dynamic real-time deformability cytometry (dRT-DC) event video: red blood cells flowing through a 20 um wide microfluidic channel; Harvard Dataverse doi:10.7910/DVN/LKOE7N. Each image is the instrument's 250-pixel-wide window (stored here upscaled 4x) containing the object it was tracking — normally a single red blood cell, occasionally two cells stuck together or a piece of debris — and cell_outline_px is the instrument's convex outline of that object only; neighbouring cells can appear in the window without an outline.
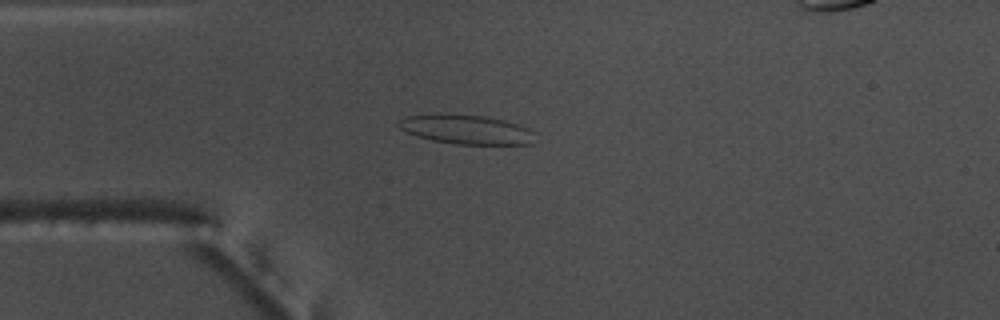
{"species": "common noctule bat (a hibernating species)", "species_latin": "Nyctalus noctula", "temperature_condition": "warm", "stored_images_in_passage": 51, "camera_frame_rate_fps": 3000, "um_per_image_px": 0.085, "animal": {"sex": "male", "body_mass_g": 17.5, "forearm_length_mm": 52.3}, "frame": {"image": 1, "passage_image": 10, "time_ms": 3.0, "image_size_px": [1000, 320], "cell_outline_px": [[532, 132], [528, 144], [452, 144], [432, 140], [416, 136], [400, 128], [400, 120], [408, 116], [484, 116], [504, 120], [528, 128]], "centroid_in_image_um": [39.64, 11.04], "position_along_channel_um": 45.4, "area_um2": 21.96}}
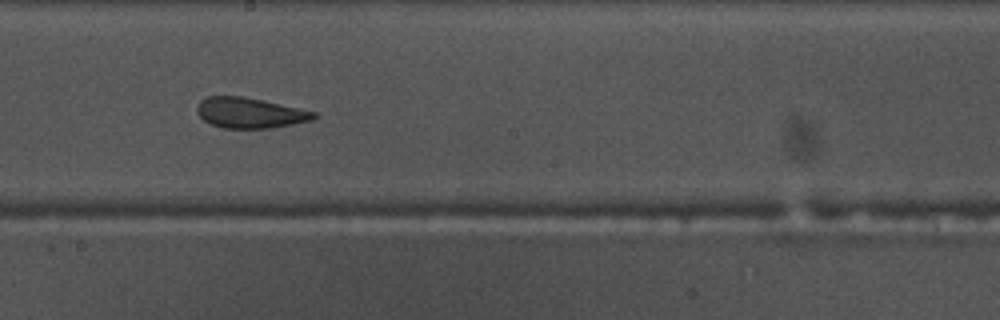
{"frame": {"image": 2, "passage_image": 26, "time_ms": 8.333, "image_size_px": [1000, 320], "cell_outline_px": [[320, 116], [312, 120], [272, 128], [224, 128], [212, 124], [204, 120], [196, 112], [196, 108], [200, 100], [208, 96], [244, 96], [316, 112]], "centroid_in_image_um": [21.24, 9.59], "position_along_channel_um": 227.0, "area_um2": 20.69}}
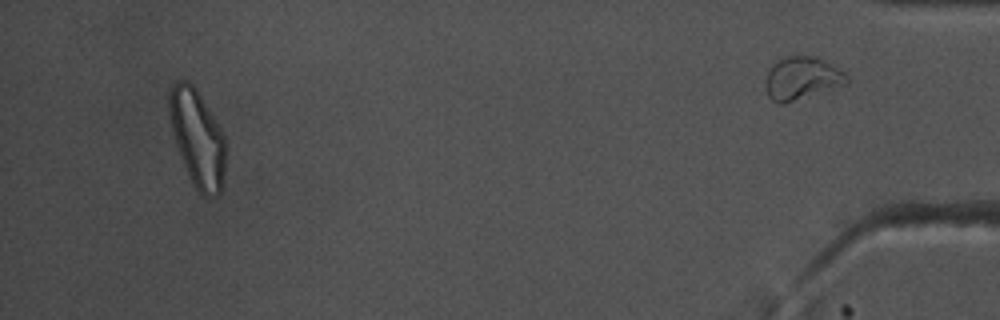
{"frame": {"image": 3, "passage_image": 48, "time_ms": 15.667, "image_size_px": [1000, 320], "cell_outline_px": [[224, 188], [216, 196], [208, 200], [200, 196], [184, 164], [176, 144], [172, 132], [168, 112], [168, 88], [176, 80], [188, 80], [196, 88], [220, 128], [224, 136]], "centroid_in_image_um": [16.76, 11.75], "position_along_channel_um": 418.4, "area_um2": 32.02}, "authors_computed_cell_mechanics": {"area_um2": 22.4842, "velocity_mm_per_s": 3.6936, "shape_relaxation_time_tau1_ms": 4.8612, "shape_relaxation_time_tau2_ms": 1.4675, "deformation_change_tau1": 0.1596, "deformation_change_tau2": 0.1057}}